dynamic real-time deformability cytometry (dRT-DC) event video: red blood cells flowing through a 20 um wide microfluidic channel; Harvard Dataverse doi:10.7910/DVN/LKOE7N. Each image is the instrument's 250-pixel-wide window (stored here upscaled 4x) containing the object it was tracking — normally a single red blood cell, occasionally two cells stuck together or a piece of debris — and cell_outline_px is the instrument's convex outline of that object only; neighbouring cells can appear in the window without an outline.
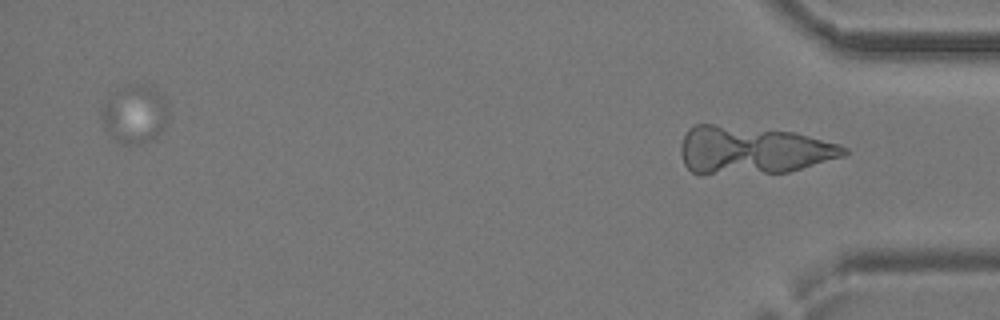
{"species": "common noctule bat (a hibernating species)", "species_latin": "Nyctalus noctula", "temperature_condition": "cold", "stored_images_in_passage": 43, "segment_of_instrument_passage": [2, 2], "camera_frame_rate_fps": 3000, "um_per_image_px": 0.085, "animal": {"sex": "female", "body_mass_g": 24.6, "forearm_length_mm": 56.2}, "frame": {"image": 1, "passage_image": 43, "time_ms": 14.0, "image_size_px": [1000, 320], "cell_outline_px": [[848, 152], [844, 156], [788, 172], [700, 176], [692, 172], [684, 164], [680, 152], [680, 144], [688, 128], [696, 124], [712, 124], [796, 132], [840, 144], [848, 148]], "centroid_in_image_um": [63.94, 12.79], "position_along_channel_um": 371.3, "area_um2": 46.3}}